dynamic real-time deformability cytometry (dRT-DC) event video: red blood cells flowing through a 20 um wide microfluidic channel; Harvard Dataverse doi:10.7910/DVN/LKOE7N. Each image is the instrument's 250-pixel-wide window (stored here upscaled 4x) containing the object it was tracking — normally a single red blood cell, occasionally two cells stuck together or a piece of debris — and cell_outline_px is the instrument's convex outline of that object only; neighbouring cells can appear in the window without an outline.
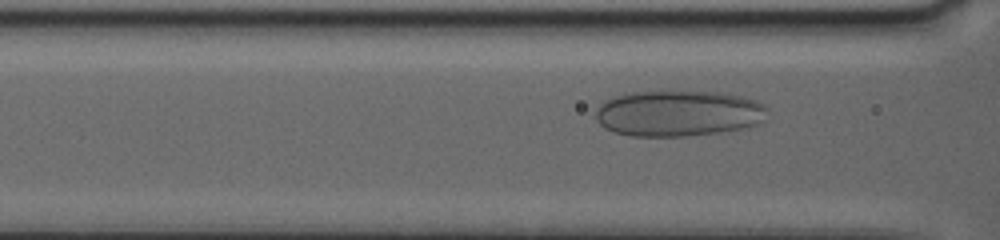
{"species": "human", "species_latin": "Homo sapiens", "temperature_condition": "warm", "stored_images_in_passage": 83, "segment_of_instrument_passage": [1, 2], "camera_frame_rate_fps": 3000, "um_per_image_px": 0.085, "donor": {"sex": "female"}, "frame": {"image": 1, "passage_image": 8, "time_ms": 2.0, "image_size_px": [1000, 240], "cell_outline_px": [[764, 108], [752, 124], [740, 128], [716, 132], [684, 136], [632, 136], [616, 132], [600, 124], [596, 116], [596, 112], [608, 100], [616, 96], [628, 92], [728, 92], [744, 96], [756, 100], [764, 104]], "centroid_in_image_um": [57.6, 9.62], "position_along_channel_um": 109.0, "area_um2": 44.62}}
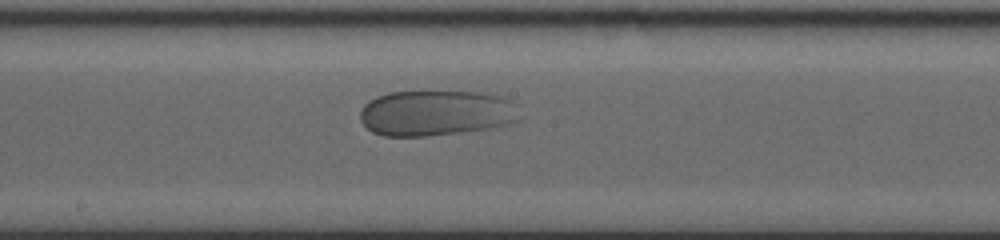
{"frame": {"image": 2, "passage_image": 33, "time_ms": 5.333, "image_size_px": [1000, 240], "cell_outline_px": [[504, 100], [496, 124], [480, 128], [424, 136], [384, 136], [372, 132], [360, 120], [360, 112], [364, 104], [376, 96], [388, 92], [480, 92], [496, 96]], "centroid_in_image_um": [36.52, 9.59], "position_along_channel_um": 211.7, "area_um2": 38.67}}
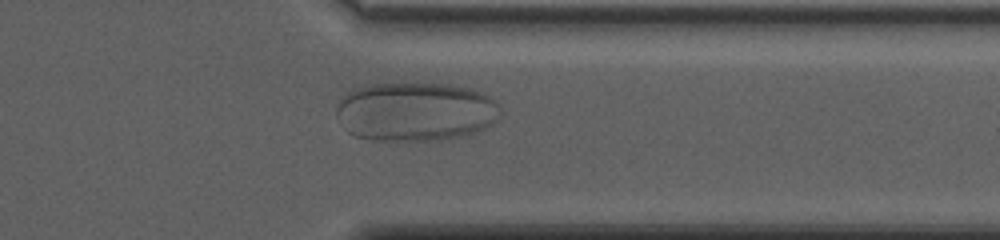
{"frame": {"image": 3, "passage_image": 69, "time_ms": 10.667, "image_size_px": [1000, 240], "cell_outline_px": [[500, 120], [484, 128], [448, 140], [376, 140], [356, 136], [348, 132], [336, 116], [336, 112], [340, 100], [344, 92], [352, 88], [368, 84], [416, 80], [452, 84], [488, 96], [496, 100], [500, 116]], "centroid_in_image_um": [35.27, 9.44], "position_along_channel_um": 376.1, "area_um2": 57.51}}